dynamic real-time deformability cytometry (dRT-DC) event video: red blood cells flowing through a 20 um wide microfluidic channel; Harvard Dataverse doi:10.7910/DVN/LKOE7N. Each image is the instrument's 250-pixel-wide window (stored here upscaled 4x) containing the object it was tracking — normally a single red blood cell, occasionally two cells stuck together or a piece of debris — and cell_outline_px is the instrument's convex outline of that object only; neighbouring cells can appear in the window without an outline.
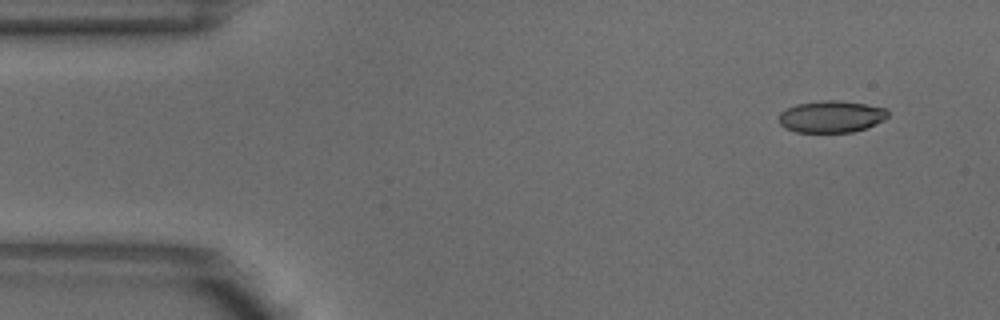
{"species": "common noctule bat (a hibernating species)", "species_latin": "Nyctalus noctula", "temperature_condition": "warm", "stored_images_in_passage": 4, "camera_frame_rate_fps": 3000, "um_per_image_px": 0.085, "animal": {"sex": "male", "body_mass_g": 18.8}, "frame": {"image": 1, "passage_image": 1, "time_ms": 0.0, "image_size_px": [1000, 320], "cell_outline_px": [[888, 116], [884, 120], [864, 128], [852, 132], [796, 132], [784, 128], [776, 120], [780, 112], [796, 104], [820, 100], [840, 100], [888, 108]], "centroid_in_image_um": [70.62, 9.9], "position_along_channel_um": 14.4, "area_um2": 20.4}}
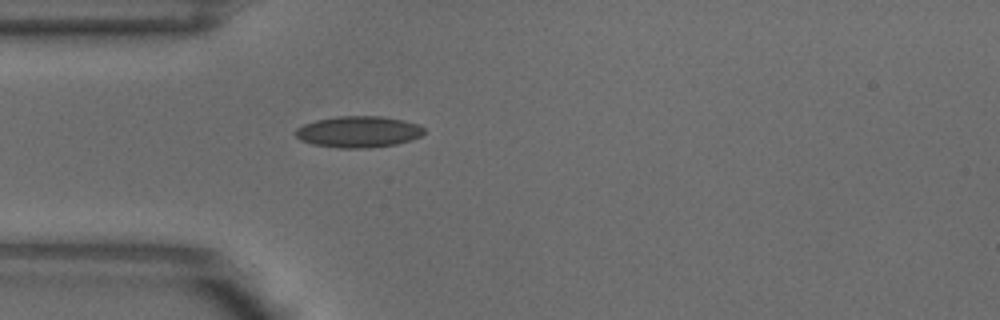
{"frame": {"image": 2, "passage_image": 4, "time_ms": 1.0, "image_size_px": [1000, 320], "cell_outline_px": [[424, 132], [420, 136], [412, 140], [396, 144], [368, 148], [340, 148], [312, 144], [300, 140], [292, 132], [296, 128], [304, 124], [316, 120], [336, 116], [380, 116], [404, 120], [420, 124], [424, 128]], "centroid_in_image_um": [30.46, 11.2], "position_along_channel_um": 54.5, "area_um2": 23.7}}